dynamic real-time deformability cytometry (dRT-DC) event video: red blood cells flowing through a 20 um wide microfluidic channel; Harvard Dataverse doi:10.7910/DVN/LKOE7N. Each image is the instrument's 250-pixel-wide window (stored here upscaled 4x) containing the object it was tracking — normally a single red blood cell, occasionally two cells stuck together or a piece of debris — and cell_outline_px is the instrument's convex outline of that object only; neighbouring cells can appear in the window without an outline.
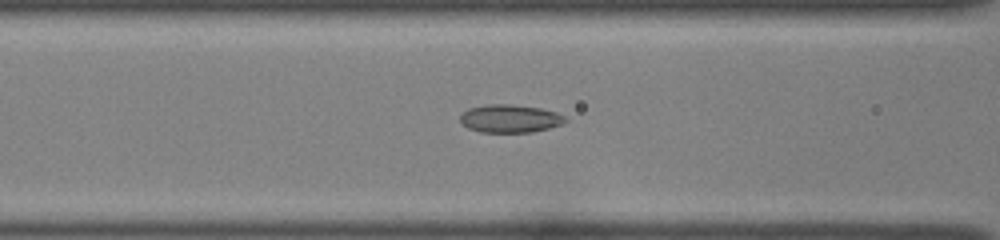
{"species": "common noctule bat (a hibernating species)", "species_latin": "Nyctalus noctula", "temperature_condition": "room temperature", "stored_images_in_passage": 38, "camera_frame_rate_fps": 3000, "um_per_image_px": 0.085, "animal": {"sex": "female", "body_mass_g": 22.0, "forearm_length_mm": 56.7}, "frame": {"image": 1, "passage_image": 10, "time_ms": 3.0, "image_size_px": [1000, 240], "cell_outline_px": [[568, 120], [564, 124], [532, 132], [480, 132], [468, 128], [460, 120], [460, 116], [468, 108], [488, 104], [508, 104], [540, 108], [556, 112], [564, 116]], "centroid_in_image_um": [43.37, 10.08], "position_along_channel_um": 123.2, "area_um2": 17.11}}
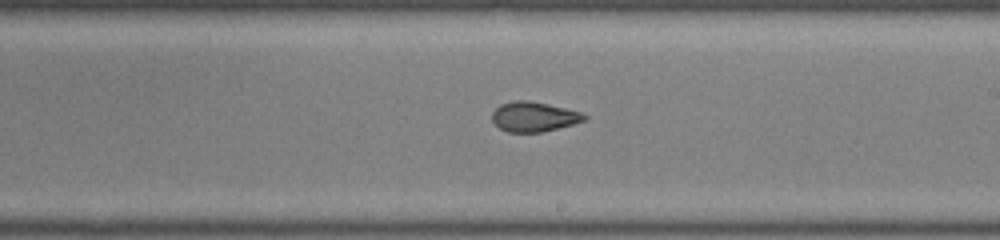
{"frame": {"image": 2, "passage_image": 19, "time_ms": 6.0, "image_size_px": [1000, 240], "cell_outline_px": [[588, 120], [540, 132], [508, 132], [500, 128], [492, 120], [492, 112], [500, 104], [516, 100], [528, 100], [548, 104], [580, 112], [588, 116]], "centroid_in_image_um": [45.37, 9.91], "position_along_channel_um": 243.6, "area_um2": 15.9}}
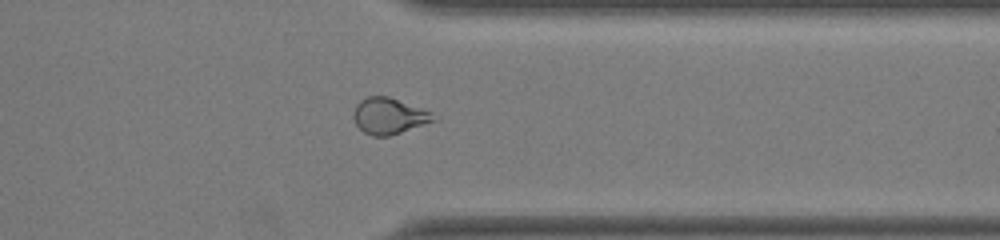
{"frame": {"image": 3, "passage_image": 29, "time_ms": 9.333, "image_size_px": [1000, 240], "cell_outline_px": [[436, 120], [388, 136], [372, 136], [364, 132], [356, 124], [352, 116], [352, 112], [356, 104], [360, 100], [368, 96], [388, 96], [432, 112]], "centroid_in_image_um": [33.02, 9.85], "position_along_channel_um": 378.4, "area_um2": 16.7}, "authors_computed_cell_mechanics": {"area_um2": 16.9065, "velocity_mm_per_s": 4.0175, "shape_relaxation_time_tau1_ms": null, "shape_relaxation_time_tau2_ms": 1.7071, "deformation_change_tau1": null, "deformation_change_tau2": 0.0799}}